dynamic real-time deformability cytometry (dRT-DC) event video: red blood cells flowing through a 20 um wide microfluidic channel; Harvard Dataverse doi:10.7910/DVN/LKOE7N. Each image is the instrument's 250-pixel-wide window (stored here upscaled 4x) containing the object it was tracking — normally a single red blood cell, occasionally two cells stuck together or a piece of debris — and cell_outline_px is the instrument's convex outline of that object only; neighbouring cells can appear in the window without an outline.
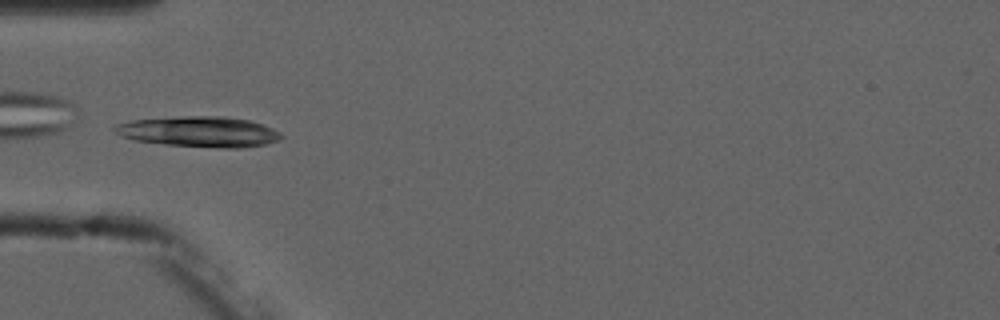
{"species": "common noctule bat (a hibernating species)", "species_latin": "Nyctalus noctula", "temperature_condition": "cold", "stored_images_in_passage": 5, "camera_frame_rate_fps": 3000, "um_per_image_px": 0.085, "animal": {"sex": "male", "forearm_length_mm": 52.5}, "frame": {"image": 1, "passage_image": 4, "time_ms": 4.333, "image_size_px": [1000, 320], "cell_outline_px": [[284, 136], [280, 140], [264, 144], [240, 148], [216, 148], [164, 144], [136, 140], [120, 136], [112, 132], [112, 128], [116, 124], [128, 120], [184, 116], [224, 116], [248, 120], [272, 128], [280, 132]], "centroid_in_image_um": [16.89, 11.19], "position_along_channel_um": 68.1, "area_um2": 29.82}}